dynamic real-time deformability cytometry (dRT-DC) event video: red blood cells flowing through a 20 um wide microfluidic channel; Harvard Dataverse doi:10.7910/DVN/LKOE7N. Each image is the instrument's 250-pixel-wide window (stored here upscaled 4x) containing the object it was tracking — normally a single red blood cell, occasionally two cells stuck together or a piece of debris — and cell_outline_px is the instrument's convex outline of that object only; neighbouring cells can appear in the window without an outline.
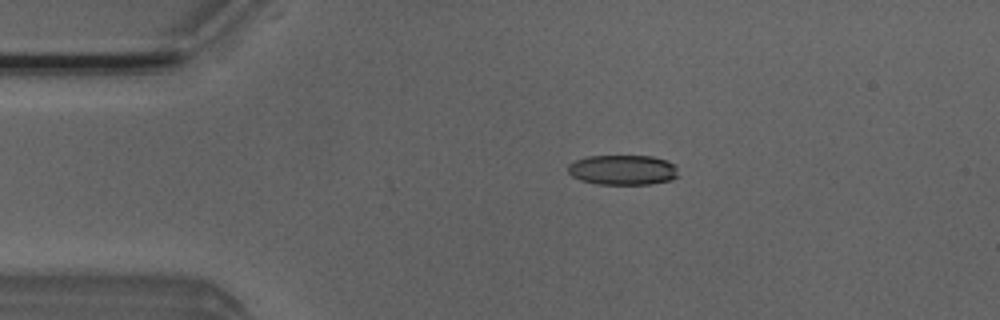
{"species": "Egyptian fruit bat (a non-hibernating species)", "species_latin": "Rousettus aegyptiacus", "temperature_condition": "room temperature", "stored_images_in_passage": 4, "camera_frame_rate_fps": 3000, "um_per_image_px": 0.085, "animal": {"sex": "male"}, "frame": {"image": 1, "passage_image": 3, "time_ms": 0.667, "image_size_px": [1000, 320], "cell_outline_px": [[680, 176], [668, 180], [648, 184], [596, 184], [580, 180], [572, 176], [568, 172], [568, 164], [576, 160], [588, 156], [652, 156], [668, 160], [676, 164]], "centroid_in_image_um": [52.96, 14.44], "position_along_channel_um": 32.0, "area_um2": 19.48}}